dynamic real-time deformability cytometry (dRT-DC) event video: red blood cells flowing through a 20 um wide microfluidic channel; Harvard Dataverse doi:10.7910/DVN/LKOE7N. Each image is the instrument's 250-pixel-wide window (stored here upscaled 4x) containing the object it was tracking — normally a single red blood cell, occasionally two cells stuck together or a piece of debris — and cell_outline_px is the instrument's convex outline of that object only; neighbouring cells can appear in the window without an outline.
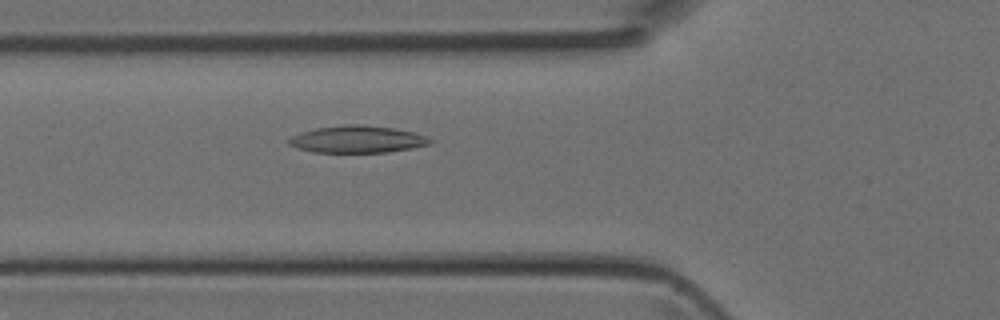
{"species": "Egyptian fruit bat (a non-hibernating species)", "species_latin": "Rousettus aegyptiacus", "temperature_condition": "room temperature", "stored_images_in_passage": 8, "camera_frame_rate_fps": 3000, "um_per_image_px": 0.085, "animal": {"sex": "female"}, "frame": {"image": 1, "passage_image": 8, "time_ms": 2.333, "image_size_px": [1000, 320], "cell_outline_px": [[432, 144], [412, 148], [388, 152], [312, 152], [296, 148], [288, 144], [284, 140], [300, 132], [316, 128], [340, 124], [360, 124], [392, 128], [412, 132], [428, 136], [432, 140]], "centroid_in_image_um": [30.33, 11.84], "position_along_channel_um": 95.5, "area_um2": 22.54}}